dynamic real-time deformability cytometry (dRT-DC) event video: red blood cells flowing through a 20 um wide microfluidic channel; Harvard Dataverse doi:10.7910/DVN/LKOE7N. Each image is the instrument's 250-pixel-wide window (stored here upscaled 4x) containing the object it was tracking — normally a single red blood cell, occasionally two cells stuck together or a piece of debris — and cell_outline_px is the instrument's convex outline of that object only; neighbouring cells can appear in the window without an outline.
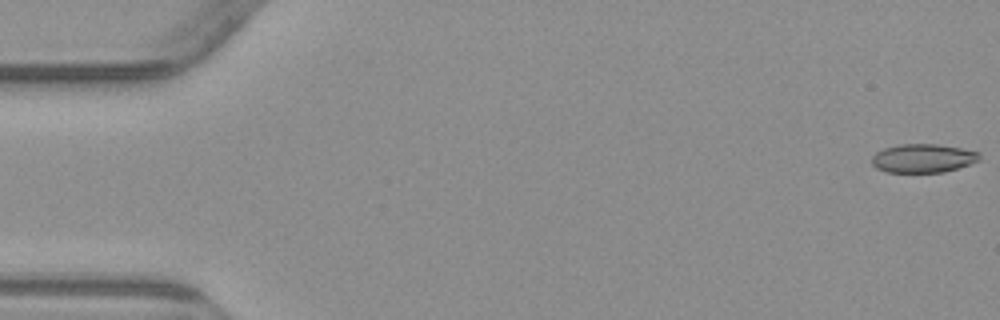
{"species": "common noctule bat (a hibernating species)", "species_latin": "Nyctalus noctula", "temperature_condition": "warm", "stored_images_in_passage": 5, "camera_frame_rate_fps": 3000, "um_per_image_px": 0.085, "animal": {"sex": "male", "body_mass_g": 23.1, "forearm_length_mm": 52.7}, "frame": {"image": 1, "passage_image": 1, "time_ms": 0.0, "image_size_px": [1000, 320], "cell_outline_px": [[980, 160], [944, 172], [888, 172], [876, 168], [872, 164], [872, 156], [876, 152], [884, 148], [900, 144], [936, 144], [960, 148], [980, 152]], "centroid_in_image_um": [78.44, 13.45], "position_along_channel_um": 6.6, "area_um2": 17.86}}
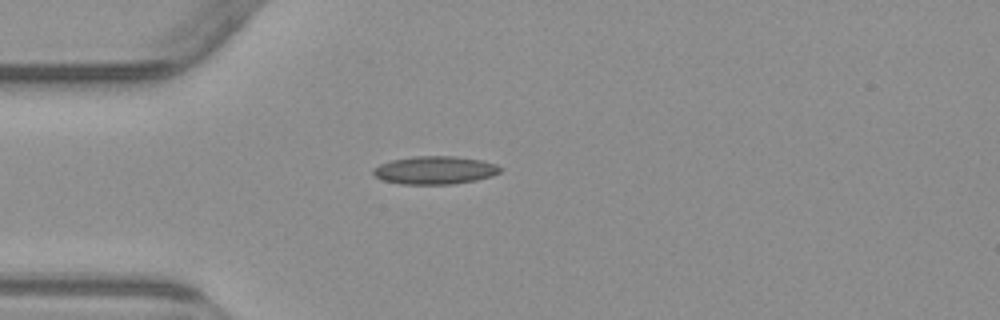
{"frame": {"image": 2, "passage_image": 5, "time_ms": 4.667, "image_size_px": [1000, 320], "cell_outline_px": [[504, 168], [500, 172], [492, 176], [476, 180], [452, 184], [400, 184], [384, 180], [376, 176], [372, 172], [372, 168], [380, 164], [392, 160], [416, 156], [452, 156], [480, 160], [496, 164]], "centroid_in_image_um": [36.98, 14.47], "position_along_channel_um": 48.0, "area_um2": 20.69}}